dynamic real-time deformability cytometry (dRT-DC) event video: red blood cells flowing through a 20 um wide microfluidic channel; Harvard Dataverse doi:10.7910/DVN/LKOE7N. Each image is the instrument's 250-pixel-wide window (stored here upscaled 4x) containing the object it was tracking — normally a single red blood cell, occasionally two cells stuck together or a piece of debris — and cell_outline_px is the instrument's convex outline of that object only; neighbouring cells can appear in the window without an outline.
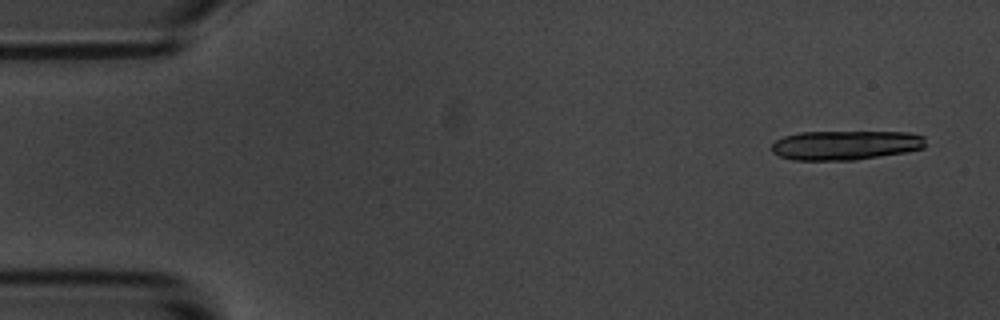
{"species": "common noctule bat (a hibernating species)", "species_latin": "Nyctalus noctula", "temperature_condition": "room temperature", "stored_images_in_passage": 11, "camera_frame_rate_fps": 3000, "um_per_image_px": 0.085, "animal": {"sex": "male", "body_mass_g": 20.1, "forearm_length_mm": 53.5}, "frame": {"image": 1, "passage_image": 1, "time_ms": 0.0, "image_size_px": [1000, 320], "cell_outline_px": [[924, 148], [904, 152], [856, 160], [792, 160], [780, 156], [772, 152], [772, 144], [776, 140], [784, 136], [800, 132], [908, 132], [924, 136]], "centroid_in_image_um": [71.84, 12.34], "position_along_channel_um": 13.2, "area_um2": 26.3}}
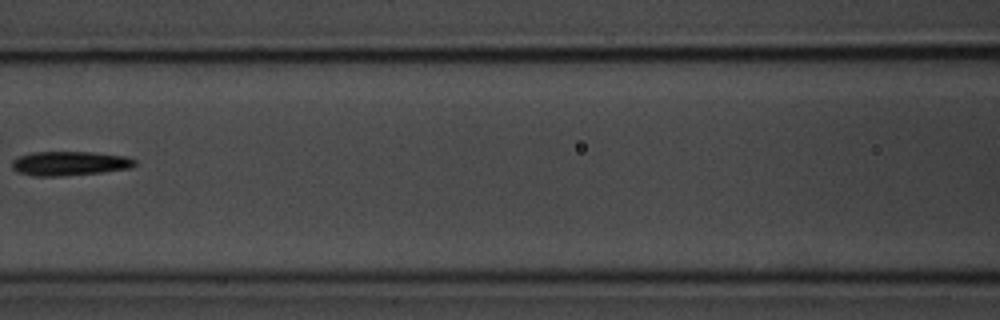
{"frame": {"image": 2, "passage_image": 7, "time_ms": 7.667, "image_size_px": [1000, 320], "cell_outline_px": [[136, 164], [132, 168], [100, 172], [64, 176], [32, 176], [16, 172], [12, 168], [12, 160], [20, 156], [32, 152], [92, 152], [124, 156], [136, 160]], "centroid_in_image_um": [5.89, 13.89], "position_along_channel_um": 160.7, "area_um2": 17.4}}
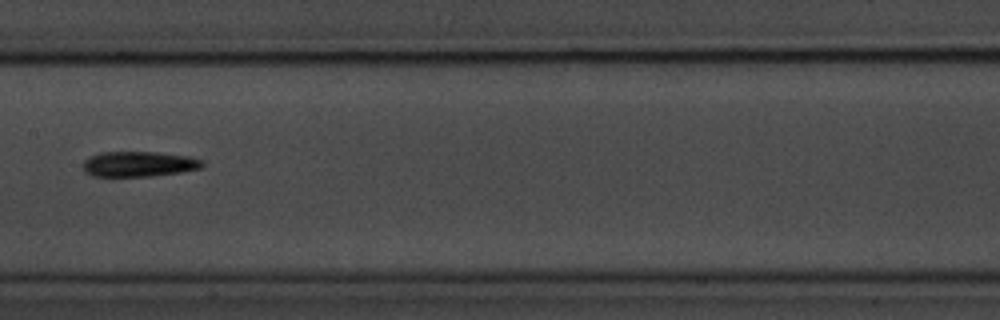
{"frame": {"image": 3, "passage_image": 8, "time_ms": 8.667, "image_size_px": [1000, 320], "cell_outline_px": [[204, 164], [200, 168], [180, 172], [152, 176], [92, 176], [84, 172], [84, 160], [100, 152], [156, 152], [188, 156], [204, 160]], "centroid_in_image_um": [11.81, 13.94], "position_along_channel_um": 195.6, "area_um2": 17.51}}